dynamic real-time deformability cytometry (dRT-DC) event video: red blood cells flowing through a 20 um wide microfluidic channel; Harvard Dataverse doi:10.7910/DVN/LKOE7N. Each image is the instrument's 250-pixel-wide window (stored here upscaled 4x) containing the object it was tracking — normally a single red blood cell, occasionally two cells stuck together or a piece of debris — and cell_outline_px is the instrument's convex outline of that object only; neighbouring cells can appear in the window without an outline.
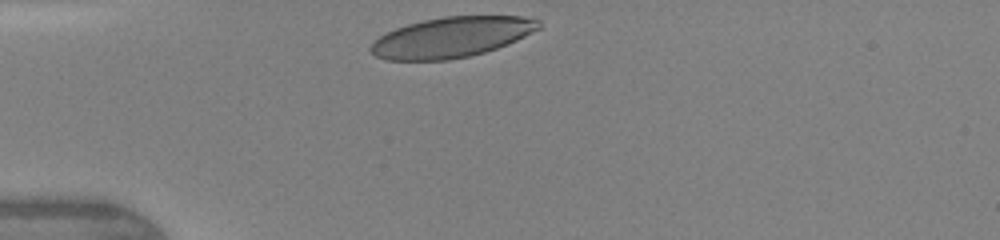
{"species": "human", "species_latin": "Homo sapiens", "temperature_condition": "warm", "stored_images_in_passage": 27, "camera_frame_rate_fps": 3000, "um_per_image_px": 0.085, "donor": {"sex": "female"}, "frame": {"image": 1, "passage_image": 1, "time_ms": 0.0, "image_size_px": [1000, 240], "cell_outline_px": [[540, 28], [508, 44], [484, 52], [468, 56], [448, 60], [384, 60], [376, 56], [368, 48], [380, 36], [396, 28], [408, 24], [424, 20], [444, 16], [524, 16], [540, 20]], "centroid_in_image_um": [38.39, 3.16], "position_along_channel_um": 46.6, "area_um2": 39.3}}
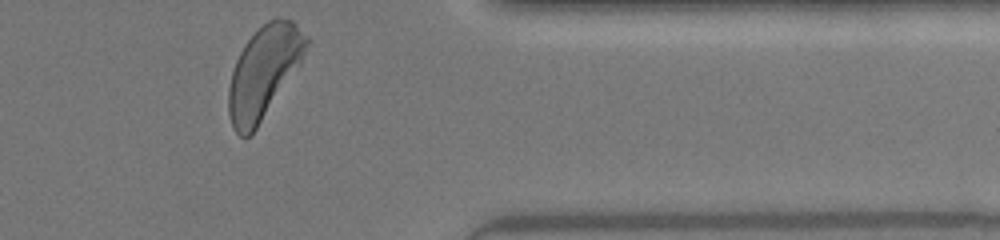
{"frame": {"image": 2, "passage_image": 27, "time_ms": 8.667, "image_size_px": [1000, 240], "cell_outline_px": [[312, 40], [300, 64], [256, 128], [248, 136], [240, 136], [232, 128], [228, 112], [228, 88], [232, 72], [236, 60], [244, 44], [268, 20], [276, 16], [280, 16], [292, 20]], "centroid_in_image_um": [22.45, 6.08], "position_along_channel_um": 389.0, "area_um2": 41.44}, "authors_computed_cell_mechanics": {"area_um2": 41.616, "velocity_mm_per_s": 4.3606, "shape_relaxation_time_tau1_ms": 2.8725, "shape_relaxation_time_tau2_ms": null, "deformation_change_tau1": 0.1565, "deformation_change_tau2": null}}